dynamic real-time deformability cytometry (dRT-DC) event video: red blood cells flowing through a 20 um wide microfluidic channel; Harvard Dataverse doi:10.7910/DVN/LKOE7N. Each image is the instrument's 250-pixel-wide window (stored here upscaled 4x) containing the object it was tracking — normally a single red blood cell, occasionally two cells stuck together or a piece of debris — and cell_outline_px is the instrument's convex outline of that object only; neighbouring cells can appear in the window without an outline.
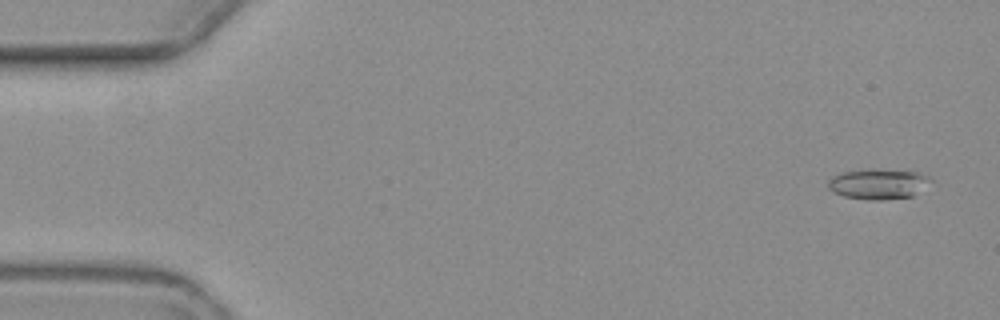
{"species": "common noctule bat (a hibernating species)", "species_latin": "Nyctalus noctula", "temperature_condition": "warm", "stored_images_in_passage": 5, "camera_frame_rate_fps": 3000, "um_per_image_px": 0.085, "animal": {"sex": "female", "body_mass_g": 19.3, "forearm_length_mm": 54.1}, "frame": {"image": 1, "passage_image": 1, "time_ms": 0.0, "image_size_px": [1000, 320], "cell_outline_px": [[932, 180], [912, 196], [884, 200], [868, 200], [844, 196], [828, 188], [828, 180], [832, 176], [840, 172], [868, 168], [880, 168], [920, 172], [928, 176]], "centroid_in_image_um": [74.63, 15.6], "position_along_channel_um": 10.4, "area_um2": 18.38}}
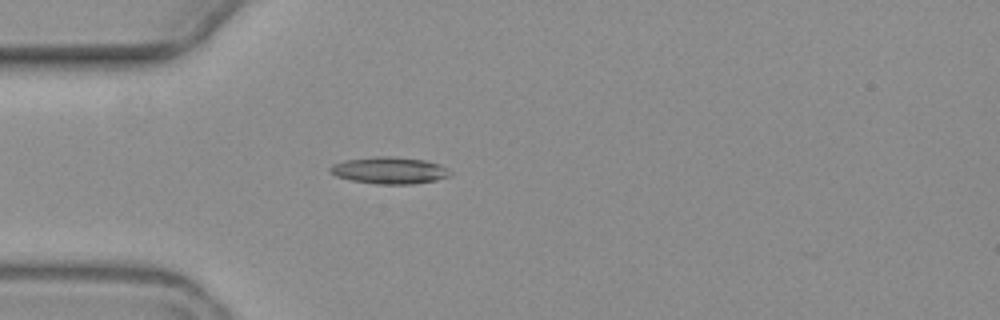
{"frame": {"image": 2, "passage_image": 4, "time_ms": 4.667, "image_size_px": [1000, 320], "cell_outline_px": [[452, 176], [436, 180], [412, 184], [376, 184], [352, 180], [336, 176], [328, 172], [328, 168], [332, 164], [344, 160], [380, 156], [384, 156], [424, 160], [440, 164], [448, 168], [452, 172]], "centroid_in_image_um": [33.11, 14.49], "position_along_channel_um": 51.9, "area_um2": 18.84}}